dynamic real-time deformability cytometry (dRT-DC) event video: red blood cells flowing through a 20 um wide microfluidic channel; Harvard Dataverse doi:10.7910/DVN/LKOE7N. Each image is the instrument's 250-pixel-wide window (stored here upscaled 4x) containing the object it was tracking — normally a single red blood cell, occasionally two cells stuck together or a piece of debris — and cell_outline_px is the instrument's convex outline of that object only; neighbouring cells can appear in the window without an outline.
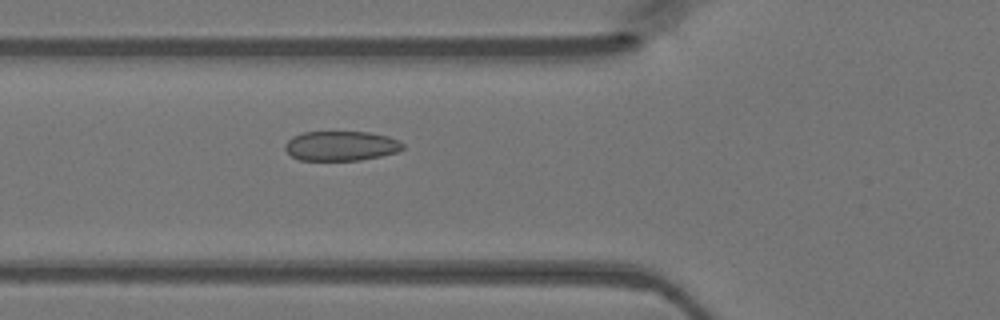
{"species": "Egyptian fruit bat (a non-hibernating species)", "species_latin": "Rousettus aegyptiacus", "temperature_condition": "warm", "stored_images_in_passage": 47, "camera_frame_rate_fps": 3000, "um_per_image_px": 0.085, "animal": {"sex": "female"}, "frame": {"image": 1, "passage_image": 17, "time_ms": 5.333, "image_size_px": [1000, 320], "cell_outline_px": [[404, 148], [396, 152], [380, 156], [360, 160], [300, 160], [292, 156], [284, 148], [284, 144], [292, 136], [304, 132], [368, 132], [388, 136], [404, 144]], "centroid_in_image_um": [28.96, 12.4], "position_along_channel_um": 96.8, "area_um2": 20.29}}
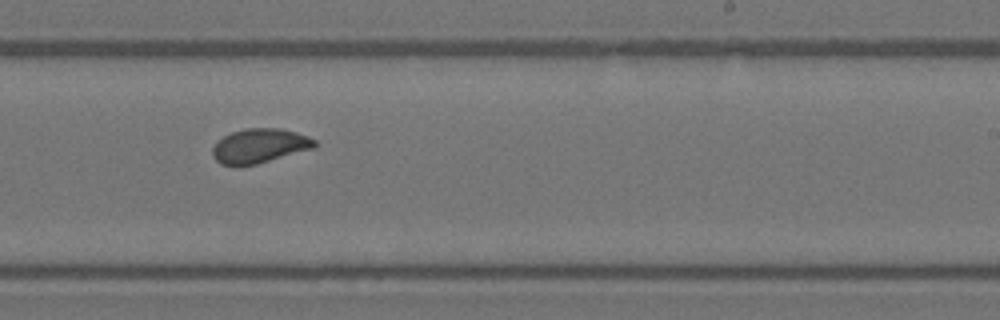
{"frame": {"image": 2, "passage_image": 29, "time_ms": 9.333, "image_size_px": [1000, 320], "cell_outline_px": [[316, 148], [256, 164], [220, 164], [212, 156], [212, 148], [216, 140], [232, 132], [244, 128], [280, 128], [296, 132], [308, 136], [316, 140]], "centroid_in_image_um": [22.08, 12.38], "position_along_channel_um": 266.9, "area_um2": 20.46}}
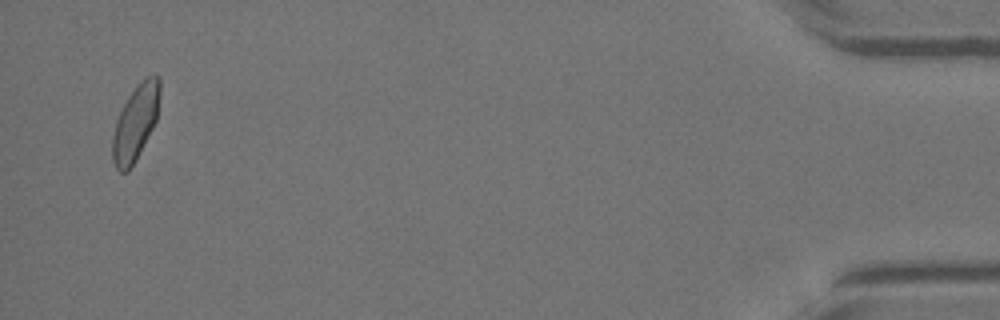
{"frame": {"image": 3, "passage_image": 46, "time_ms": 15.0, "image_size_px": [1000, 320], "cell_outline_px": [[160, 96], [156, 120], [136, 160], [128, 172], [120, 172], [116, 168], [112, 160], [112, 136], [116, 120], [128, 96], [136, 84], [148, 76], [160, 76]], "centroid_in_image_um": [11.51, 10.43], "position_along_channel_um": 423.7, "area_um2": 20.75}}